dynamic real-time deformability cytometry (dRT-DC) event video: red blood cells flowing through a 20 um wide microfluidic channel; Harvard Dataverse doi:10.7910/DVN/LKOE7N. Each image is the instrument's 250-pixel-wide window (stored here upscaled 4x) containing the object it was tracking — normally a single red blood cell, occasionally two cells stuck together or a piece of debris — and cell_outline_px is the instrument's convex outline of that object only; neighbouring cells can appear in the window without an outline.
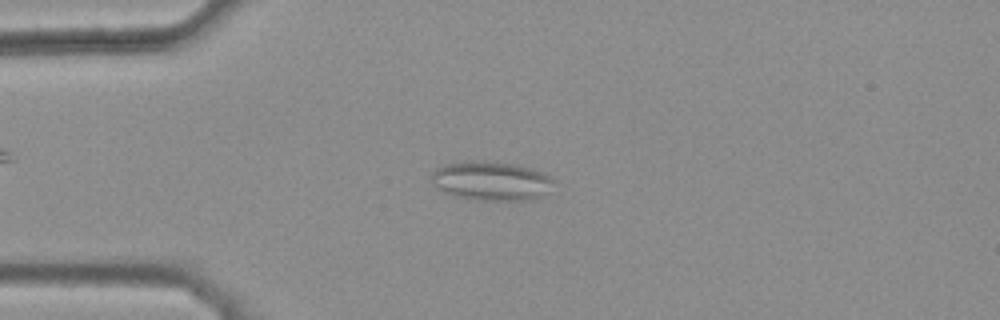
{"species": "common noctule bat (a hibernating species)", "species_latin": "Nyctalus noctula", "temperature_condition": "warm", "stored_images_in_passage": 41, "camera_frame_rate_fps": 3000, "um_per_image_px": 0.085, "animal": {"sex": "female", "body_mass_g": 25.1}, "frame": {"image": 1, "passage_image": 12, "time_ms": 3.667, "image_size_px": [1000, 320], "cell_outline_px": [[556, 180], [548, 192], [536, 200], [476, 200], [452, 196], [444, 192], [432, 180], [432, 172], [436, 168], [444, 164], [472, 160], [512, 164], [528, 168], [552, 176]], "centroid_in_image_um": [41.79, 15.39], "position_along_channel_um": 43.2, "area_um2": 27.86}}
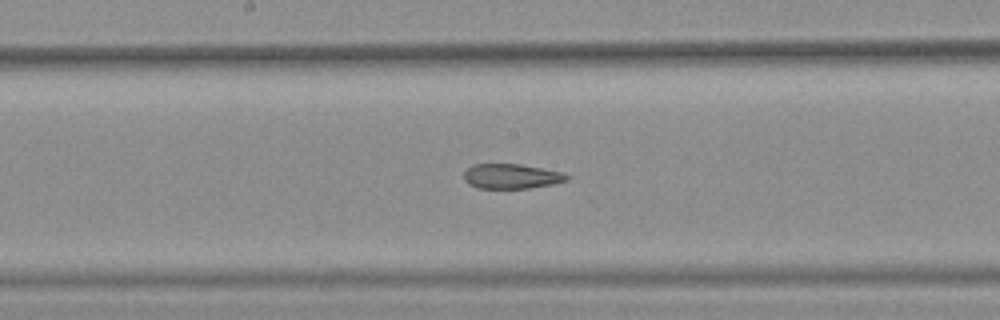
{"frame": {"image": 2, "passage_image": 26, "time_ms": 8.333, "image_size_px": [1000, 320], "cell_outline_px": [[568, 180], [552, 184], [528, 188], [476, 188], [468, 184], [464, 180], [464, 172], [472, 164], [520, 164], [560, 172], [568, 176]], "centroid_in_image_um": [43.41, 14.98], "position_along_channel_um": 204.8, "area_um2": 14.74}}
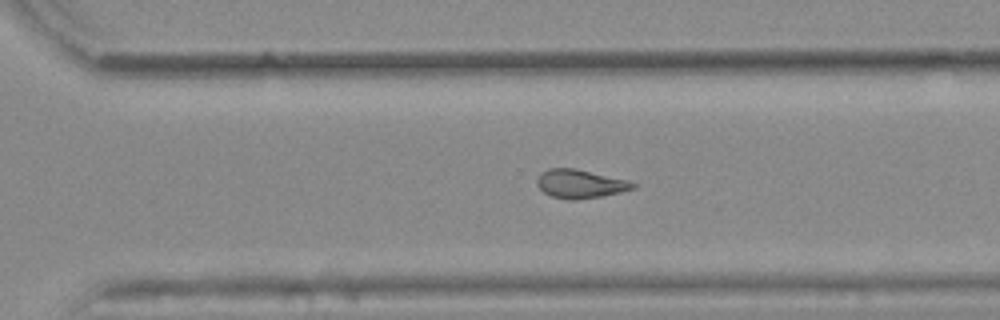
{"frame": {"image": 3, "passage_image": 35, "time_ms": 11.333, "image_size_px": [1000, 320], "cell_outline_px": [[636, 188], [620, 192], [600, 196], [576, 200], [568, 200], [552, 196], [544, 192], [536, 184], [536, 180], [540, 172], [548, 168], [576, 168], [628, 180], [636, 184]], "centroid_in_image_um": [49.29, 15.61], "position_along_channel_um": 321.3, "area_um2": 16.07}, "authors_computed_cell_mechanics": {"area_um2": 18.3804, "velocity_mm_per_s": 3.8864, "shape_relaxation_time_tau1_ms": null, "shape_relaxation_time_tau2_ms": 4.8236, "deformation_change_tau1": null, "deformation_change_tau2": 0.1376}}